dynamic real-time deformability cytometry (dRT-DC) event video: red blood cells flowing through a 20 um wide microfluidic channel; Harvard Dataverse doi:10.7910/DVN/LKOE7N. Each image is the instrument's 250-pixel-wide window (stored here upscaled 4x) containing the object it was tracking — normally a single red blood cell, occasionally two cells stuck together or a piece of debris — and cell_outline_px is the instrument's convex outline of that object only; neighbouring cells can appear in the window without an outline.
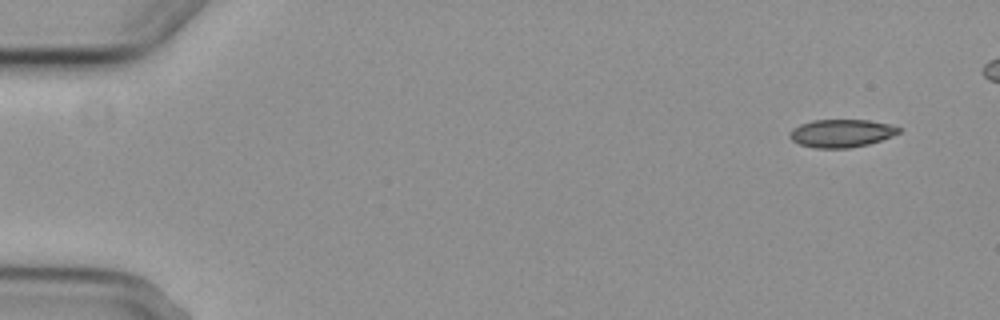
{"species": "common noctule bat (a hibernating species)", "species_latin": "Nyctalus noctula", "temperature_condition": "cold", "stored_images_in_passage": 7, "camera_frame_rate_fps": 3000, "um_per_image_px": 0.085, "animal": {"sex": "female", "body_mass_g": 29.2, "forearm_length_mm": 56.3}, "frame": {"image": 1, "passage_image": 1, "time_ms": 0.0, "image_size_px": [1000, 320], "cell_outline_px": [[900, 132], [892, 136], [868, 144], [848, 148], [812, 148], [800, 144], [792, 140], [788, 136], [792, 128], [800, 124], [812, 120], [868, 120], [888, 124], [900, 128]], "centroid_in_image_um": [71.47, 11.33], "position_along_channel_um": 13.5, "area_um2": 17.69}}